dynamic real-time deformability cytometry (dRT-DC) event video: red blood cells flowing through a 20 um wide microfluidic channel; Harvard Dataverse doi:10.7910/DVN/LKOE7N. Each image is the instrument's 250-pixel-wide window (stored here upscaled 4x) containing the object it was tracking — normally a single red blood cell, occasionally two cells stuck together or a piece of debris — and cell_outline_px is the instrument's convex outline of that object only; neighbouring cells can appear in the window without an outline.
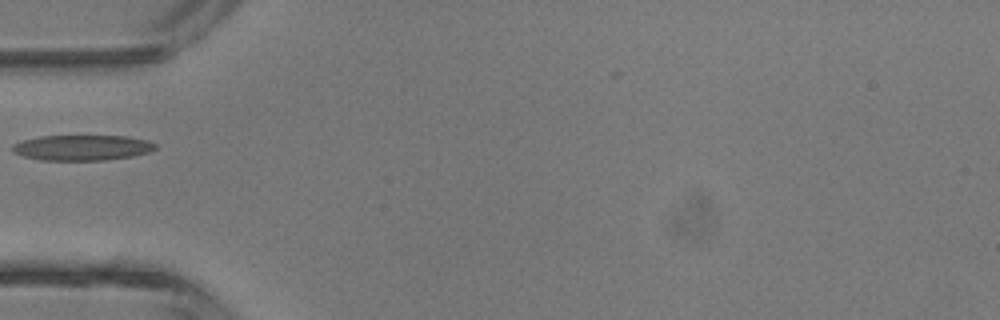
{"species": "common noctule bat (a hibernating species)", "species_latin": "Nyctalus noctula", "temperature_condition": "room temperature", "stored_images_in_passage": 4, "camera_frame_rate_fps": 3000, "um_per_image_px": 0.085, "animal": {"sex": "male", "body_mass_g": 13.3}, "frame": {"image": 1, "passage_image": 4, "time_ms": 3.667, "image_size_px": [1000, 320], "cell_outline_px": [[156, 148], [148, 152], [132, 156], [104, 160], [40, 160], [24, 156], [12, 152], [12, 144], [24, 140], [40, 136], [128, 136], [148, 140], [156, 144]], "centroid_in_image_um": [6.98, 12.55], "position_along_channel_um": 78.0, "area_um2": 21.15}}